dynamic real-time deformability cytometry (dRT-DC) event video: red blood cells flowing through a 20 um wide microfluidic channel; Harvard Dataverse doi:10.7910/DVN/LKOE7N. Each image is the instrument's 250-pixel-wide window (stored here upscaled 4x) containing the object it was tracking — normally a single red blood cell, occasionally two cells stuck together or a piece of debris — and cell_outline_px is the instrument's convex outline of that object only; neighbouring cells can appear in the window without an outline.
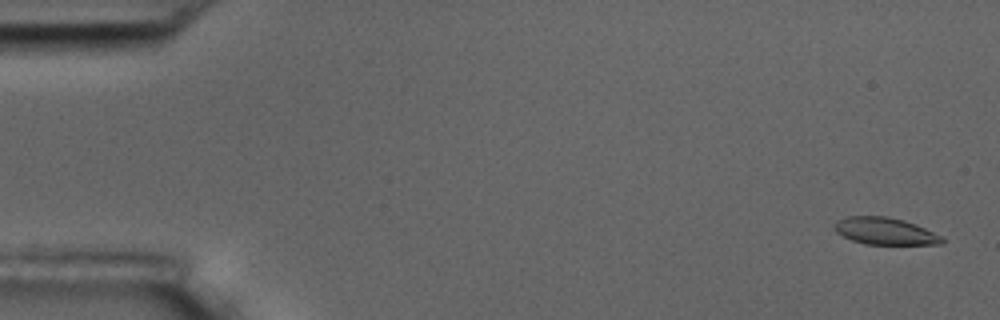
{"species": "common noctule bat (a hibernating species)", "species_latin": "Nyctalus noctula", "temperature_condition": "room temperature", "stored_images_in_passage": 5, "camera_frame_rate_fps": 3000, "um_per_image_px": 0.085, "animal": {"sex": "male", "body_mass_g": 17.5, "forearm_length_mm": 52.3}, "frame": {"image": 1, "passage_image": 1, "time_ms": 0.0, "image_size_px": [1000, 320], "cell_outline_px": [[944, 244], [864, 244], [852, 240], [836, 232], [832, 224], [836, 220], [848, 216], [888, 216], [904, 220], [916, 224], [944, 236]], "centroid_in_image_um": [75.24, 19.64], "position_along_channel_um": 9.8, "area_um2": 17.17}}